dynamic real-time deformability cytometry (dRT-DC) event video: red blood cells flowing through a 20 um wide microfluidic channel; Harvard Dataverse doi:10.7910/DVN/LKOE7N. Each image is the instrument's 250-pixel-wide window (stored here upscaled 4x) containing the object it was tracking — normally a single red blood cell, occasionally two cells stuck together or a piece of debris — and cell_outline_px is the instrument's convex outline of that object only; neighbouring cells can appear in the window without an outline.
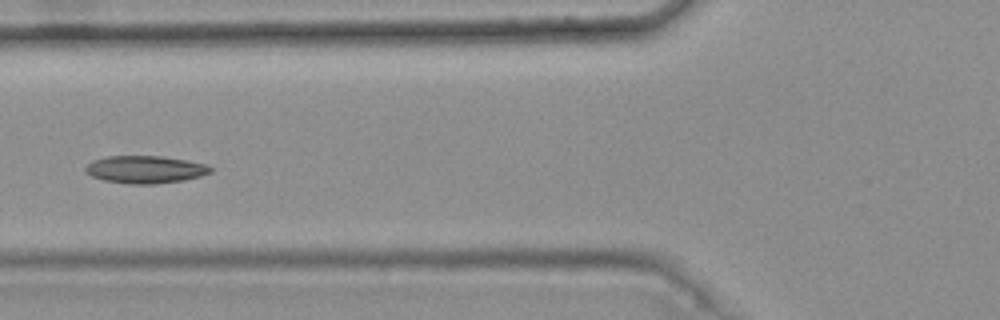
{"species": "common noctule bat (a hibernating species)", "species_latin": "Nyctalus noctula", "temperature_condition": "warm", "stored_images_in_passage": 5, "camera_frame_rate_fps": 3000, "um_per_image_px": 0.085, "animal": {"sex": "female", "body_mass_g": 25.1}, "frame": {"image": 1, "passage_image": 5, "time_ms": 1.333, "image_size_px": [1000, 320], "cell_outline_px": [[212, 172], [200, 176], [184, 180], [156, 184], [128, 184], [104, 180], [92, 176], [84, 172], [84, 168], [92, 160], [108, 156], [160, 156], [184, 160], [204, 164], [212, 168]], "centroid_in_image_um": [12.31, 14.41], "position_along_channel_um": 113.5, "area_um2": 20.0}}